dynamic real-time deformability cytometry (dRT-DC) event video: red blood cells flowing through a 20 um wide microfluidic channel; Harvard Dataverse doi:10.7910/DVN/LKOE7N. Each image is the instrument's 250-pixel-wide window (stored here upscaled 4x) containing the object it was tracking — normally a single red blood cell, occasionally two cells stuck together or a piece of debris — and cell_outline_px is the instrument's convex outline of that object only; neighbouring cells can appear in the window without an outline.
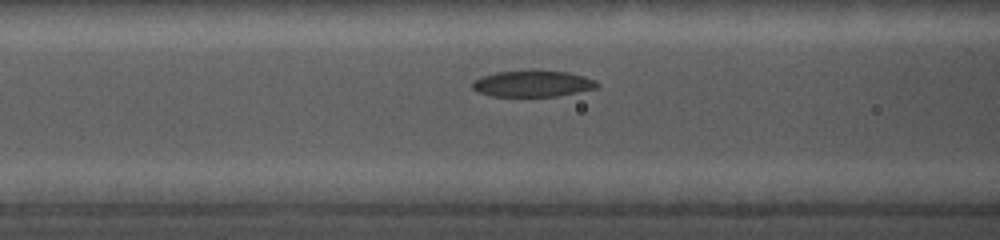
{"species": "common noctule bat (a hibernating species)", "species_latin": "Nyctalus noctula", "temperature_condition": "cold", "stored_images_in_passage": 21, "camera_frame_rate_fps": 5000, "um_per_image_px": 0.085, "animal": {"sex": "female", "body_mass_g": 19.0, "forearm_length_mm": 56.7}, "frame": {"image": 1, "passage_image": 7, "time_ms": 3.8, "image_size_px": [1000, 240], "cell_outline_px": [[600, 84], [596, 88], [556, 96], [492, 96], [480, 92], [472, 88], [472, 84], [476, 80], [484, 76], [496, 72], [532, 68], [540, 68], [568, 72], [584, 76], [596, 80]], "centroid_in_image_um": [45.32, 7.06], "position_along_channel_um": 121.3, "area_um2": 19.54}}
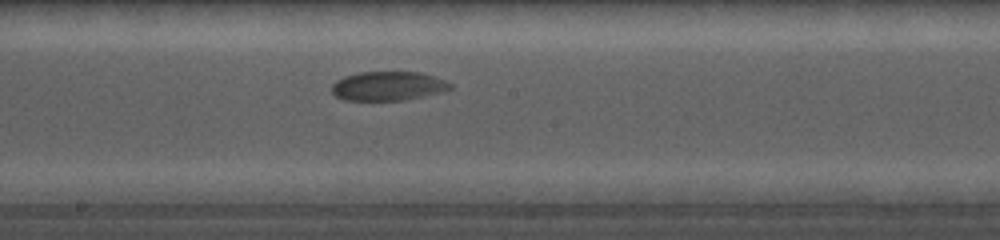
{"frame": {"image": 2, "passage_image": 11, "time_ms": 6.4, "image_size_px": [1000, 240], "cell_outline_px": [[452, 88], [444, 92], [404, 100], [344, 100], [336, 96], [332, 92], [332, 84], [336, 80], [344, 76], [360, 72], [420, 72], [444, 80], [452, 84]], "centroid_in_image_um": [32.99, 7.31], "position_along_channel_um": 215.2, "area_um2": 20.11}}
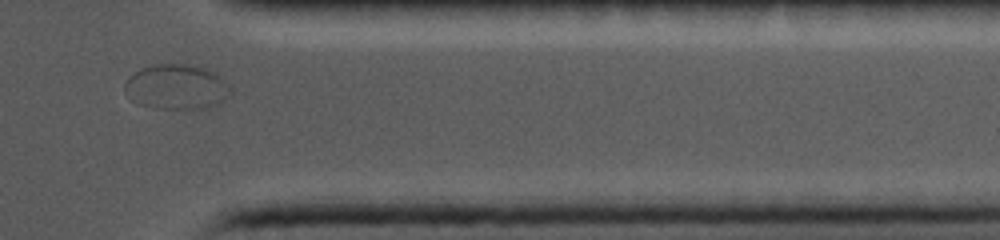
{"frame": {"image": 3, "passage_image": 19, "time_ms": 11.4, "image_size_px": [1000, 240], "cell_outline_px": [[232, 92], [228, 96], [216, 104], [204, 108], [152, 108], [140, 104], [132, 100], [124, 92], [124, 84], [128, 76], [140, 68], [152, 64], [192, 64], [204, 68], [220, 76], [232, 88]], "centroid_in_image_um": [14.97, 7.37], "position_along_channel_um": 396.4, "area_um2": 27.86}}